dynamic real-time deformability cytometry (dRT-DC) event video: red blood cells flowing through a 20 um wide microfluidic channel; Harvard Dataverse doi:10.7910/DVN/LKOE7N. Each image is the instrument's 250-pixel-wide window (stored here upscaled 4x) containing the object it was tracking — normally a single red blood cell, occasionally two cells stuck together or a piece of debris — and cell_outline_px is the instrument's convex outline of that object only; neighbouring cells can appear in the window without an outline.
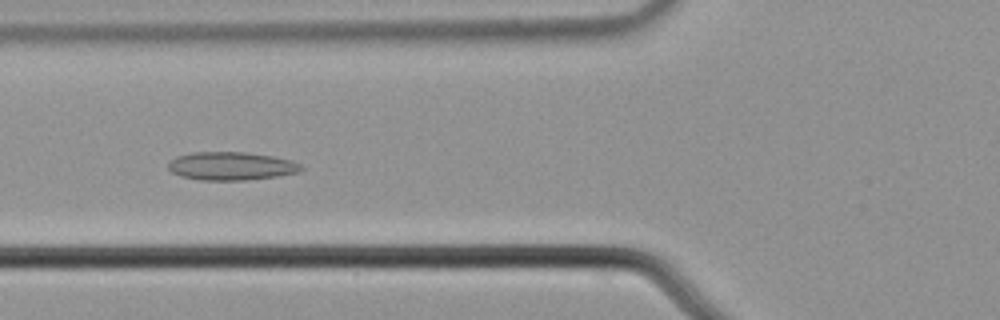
{"species": "common noctule bat (a hibernating species)", "species_latin": "Nyctalus noctula", "temperature_condition": "cold", "stored_images_in_passage": 10, "camera_frame_rate_fps": 3000, "um_per_image_px": 0.085, "animal": {"sex": "male", "body_mass_g": 21.5, "forearm_length_mm": 52.0}, "frame": {"image": 1, "passage_image": 5, "time_ms": 1.333, "image_size_px": [1000, 320], "cell_outline_px": [[304, 168], [300, 172], [276, 176], [248, 180], [200, 180], [180, 176], [172, 172], [168, 168], [168, 164], [176, 156], [192, 152], [244, 152], [272, 156], [292, 160], [300, 164]], "centroid_in_image_um": [19.66, 14.11], "position_along_channel_um": 106.1, "area_um2": 21.91}}
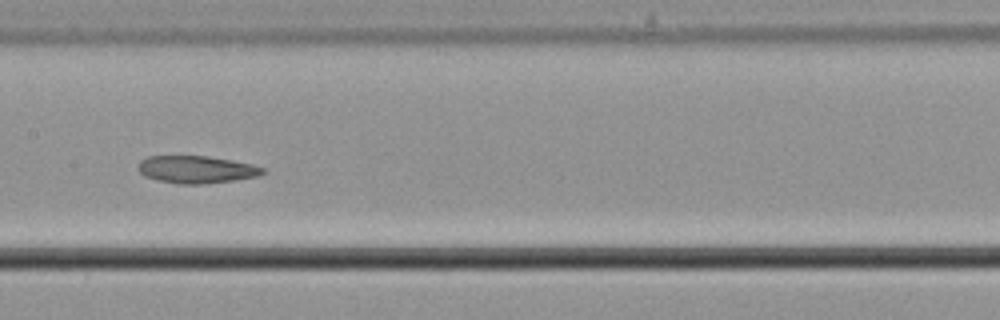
{"frame": {"image": 2, "passage_image": 7, "time_ms": 2.0, "image_size_px": [1000, 320], "cell_outline_px": [[264, 172], [256, 176], [236, 180], [204, 184], [176, 184], [144, 176], [136, 168], [140, 160], [148, 156], [208, 156], [232, 160], [252, 164], [264, 168]], "centroid_in_image_um": [16.66, 14.4], "position_along_channel_um": 190.7, "area_um2": 19.94}}
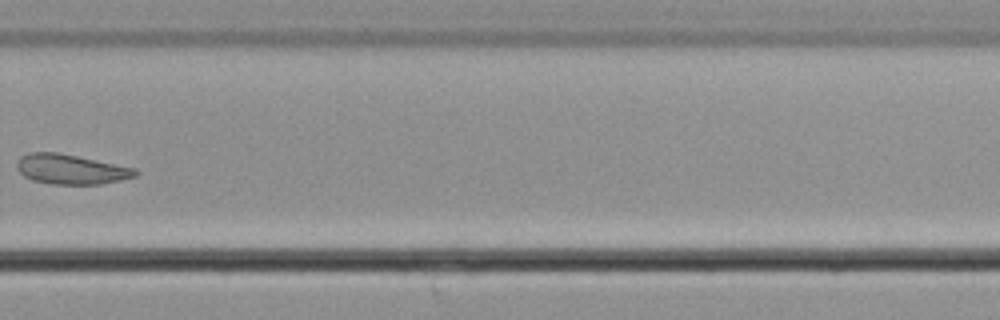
{"frame": {"image": 3, "passage_image": 10, "time_ms": 3.0, "image_size_px": [1000, 320], "cell_outline_px": [[140, 172], [136, 176], [120, 180], [100, 184], [48, 184], [32, 180], [24, 176], [16, 168], [16, 164], [20, 156], [28, 152], [56, 152], [136, 168]], "centroid_in_image_um": [6.01, 14.39], "position_along_channel_um": 323.8, "area_um2": 20.63}}